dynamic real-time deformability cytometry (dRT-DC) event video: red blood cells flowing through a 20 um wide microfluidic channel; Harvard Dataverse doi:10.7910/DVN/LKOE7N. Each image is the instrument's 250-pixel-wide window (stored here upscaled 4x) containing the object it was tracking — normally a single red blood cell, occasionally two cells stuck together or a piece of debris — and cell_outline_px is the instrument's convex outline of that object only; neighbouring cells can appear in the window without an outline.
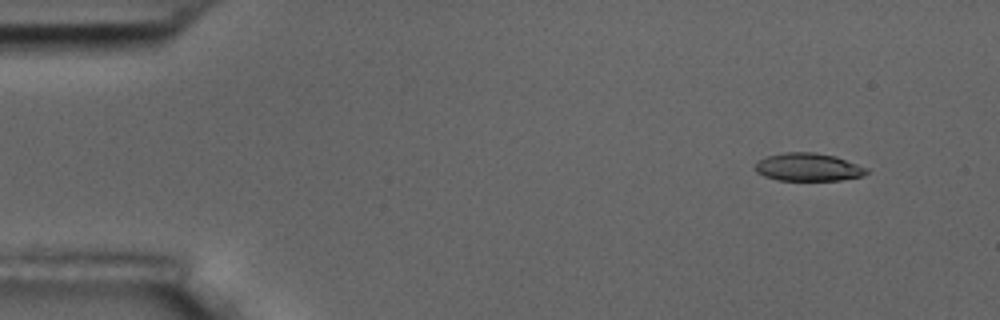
{"species": "common noctule bat (a hibernating species)", "species_latin": "Nyctalus noctula", "temperature_condition": "room temperature", "stored_images_in_passage": 3, "camera_frame_rate_fps": 3000, "um_per_image_px": 0.085, "animal": {"sex": "male", "body_mass_g": 17.5, "forearm_length_mm": 52.3}, "frame": {"image": 1, "passage_image": 1, "time_ms": 0.0, "image_size_px": [1000, 320], "cell_outline_px": [[868, 172], [864, 176], [840, 180], [776, 180], [764, 176], [756, 172], [756, 160], [764, 156], [784, 152], [816, 152], [836, 156], [868, 168]], "centroid_in_image_um": [68.68, 14.19], "position_along_channel_um": 16.3, "area_um2": 18.38}}